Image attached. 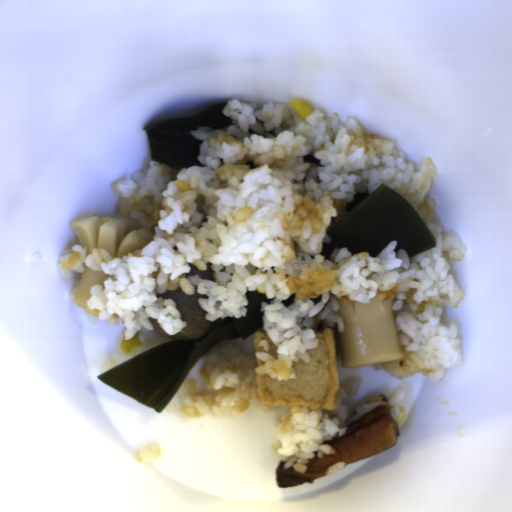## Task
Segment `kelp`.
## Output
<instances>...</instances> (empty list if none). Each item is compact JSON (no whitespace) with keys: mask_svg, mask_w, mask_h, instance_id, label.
I'll return each mask as SVG.
<instances>
[{"mask_svg":"<svg viewBox=\"0 0 512 512\" xmlns=\"http://www.w3.org/2000/svg\"><path fill=\"white\" fill-rule=\"evenodd\" d=\"M245 297L248 299L246 316L219 317L212 321L204 336L161 342L101 373L97 379L158 413L163 411L203 354L227 340H248L250 334L262 328L261 300L269 303L273 298L250 290Z\"/></svg>","mask_w":512,"mask_h":512,"instance_id":"kelp-1","label":"kelp"},{"mask_svg":"<svg viewBox=\"0 0 512 512\" xmlns=\"http://www.w3.org/2000/svg\"><path fill=\"white\" fill-rule=\"evenodd\" d=\"M187 267L189 268L190 272H186L185 278H193L195 276H198L202 278L205 281H214L218 282L216 277H214V270L211 266H213L212 261H207L205 263L206 268L205 270L199 269L196 265H191L190 263H186Z\"/></svg>","mask_w":512,"mask_h":512,"instance_id":"kelp-4","label":"kelp"},{"mask_svg":"<svg viewBox=\"0 0 512 512\" xmlns=\"http://www.w3.org/2000/svg\"><path fill=\"white\" fill-rule=\"evenodd\" d=\"M228 101L214 104L192 116L169 118L142 126L148 146L150 160L163 163L170 168L169 181L177 180L181 169L202 163L198 159L199 147L203 141L195 139L191 131L199 126L212 127L213 131L232 125V120L222 114Z\"/></svg>","mask_w":512,"mask_h":512,"instance_id":"kelp-3","label":"kelp"},{"mask_svg":"<svg viewBox=\"0 0 512 512\" xmlns=\"http://www.w3.org/2000/svg\"><path fill=\"white\" fill-rule=\"evenodd\" d=\"M320 252L345 246L353 256L369 253L374 258L389 242L409 257L438 246L433 232L415 207L396 189L380 182L326 233Z\"/></svg>","mask_w":512,"mask_h":512,"instance_id":"kelp-2","label":"kelp"}]
</instances>
